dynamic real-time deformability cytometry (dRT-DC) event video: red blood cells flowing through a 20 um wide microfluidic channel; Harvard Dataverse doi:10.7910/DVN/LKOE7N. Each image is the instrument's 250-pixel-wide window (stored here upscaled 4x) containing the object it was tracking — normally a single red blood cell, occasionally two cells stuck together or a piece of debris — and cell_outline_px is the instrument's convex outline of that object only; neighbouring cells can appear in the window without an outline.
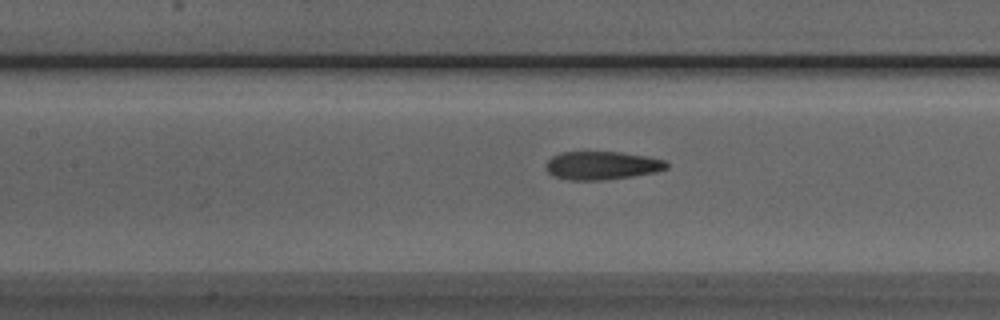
{"species": "Egyptian fruit bat (a non-hibernating species)", "species_latin": "Rousettus aegyptiacus", "temperature_condition": "room temperature", "stored_images_in_passage": 49, "camera_frame_rate_fps": 3000, "um_per_image_px": 0.085, "animal": {"sex": "male"}, "frame": {"image": 1, "passage_image": 23, "time_ms": 7.333, "image_size_px": [1000, 320], "cell_outline_px": [[668, 168], [656, 172], [632, 176], [604, 180], [568, 180], [552, 176], [548, 172], [544, 164], [552, 156], [560, 152], [620, 152], [648, 156], [664, 160], [668, 164]], "centroid_in_image_um": [51.14, 14.07], "position_along_channel_um": 156.3, "area_um2": 20.06}}
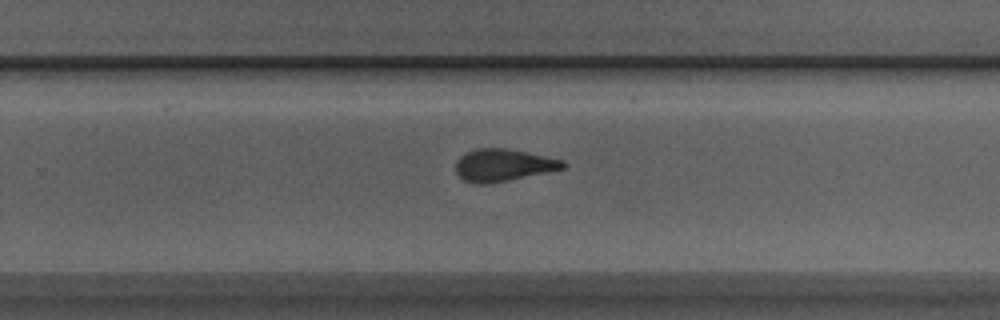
{"frame": {"image": 2, "passage_image": 33, "time_ms": 10.667, "image_size_px": [1000, 320], "cell_outline_px": [[568, 164], [564, 168], [548, 172], [488, 184], [472, 184], [464, 180], [456, 172], [456, 160], [460, 156], [476, 148], [508, 148], [564, 160]], "centroid_in_image_um": [42.77, 14.04], "position_along_channel_um": 287.0, "area_um2": 20.23}}
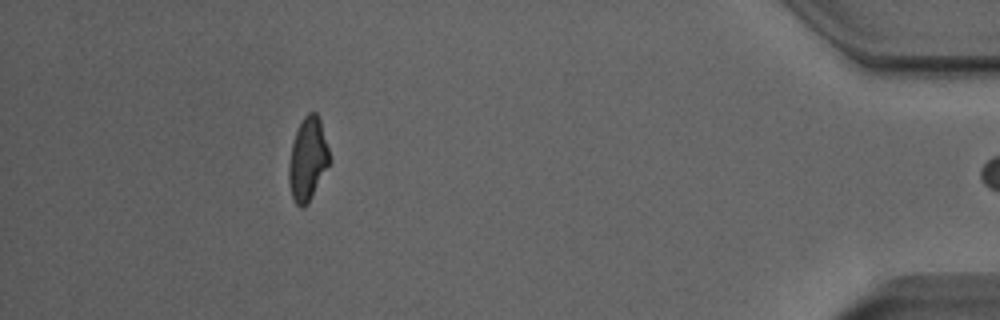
{"frame": {"image": 3, "passage_image": 47, "time_ms": 15.333, "image_size_px": [1000, 320], "cell_outline_px": [[332, 160], [304, 208], [300, 208], [296, 204], [292, 196], [288, 180], [288, 168], [292, 144], [296, 132], [304, 116], [308, 112], [316, 112], [320, 120]], "centroid_in_image_um": [26.16, 13.52], "position_along_channel_um": 409.0, "area_um2": 19.48}, "authors_computed_cell_mechanics": {"area_um2": 20.3456, "velocity_mm_per_s": 3.9411, "shape_relaxation_time_tau1_ms": 10.4098, "shape_relaxation_time_tau2_ms": 1.8176, "deformation_change_tau1": 0.2488, "deformation_change_tau2": 0.1026}}